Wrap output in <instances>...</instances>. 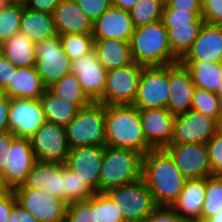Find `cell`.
Segmentation results:
<instances>
[{
    "mask_svg": "<svg viewBox=\"0 0 222 222\" xmlns=\"http://www.w3.org/2000/svg\"><path fill=\"white\" fill-rule=\"evenodd\" d=\"M19 31L35 44L57 35L53 14L35 11L25 5Z\"/></svg>",
    "mask_w": 222,
    "mask_h": 222,
    "instance_id": "4316f807",
    "label": "cell"
},
{
    "mask_svg": "<svg viewBox=\"0 0 222 222\" xmlns=\"http://www.w3.org/2000/svg\"><path fill=\"white\" fill-rule=\"evenodd\" d=\"M203 24H190V26L167 29L172 53L181 60L191 49L197 39Z\"/></svg>",
    "mask_w": 222,
    "mask_h": 222,
    "instance_id": "1f68e13d",
    "label": "cell"
},
{
    "mask_svg": "<svg viewBox=\"0 0 222 222\" xmlns=\"http://www.w3.org/2000/svg\"><path fill=\"white\" fill-rule=\"evenodd\" d=\"M46 121L39 99L11 98L9 132L17 138H30Z\"/></svg>",
    "mask_w": 222,
    "mask_h": 222,
    "instance_id": "5bb4252c",
    "label": "cell"
},
{
    "mask_svg": "<svg viewBox=\"0 0 222 222\" xmlns=\"http://www.w3.org/2000/svg\"><path fill=\"white\" fill-rule=\"evenodd\" d=\"M106 146L128 148L143 156L154 149L143 132L140 112L133 105H105Z\"/></svg>",
    "mask_w": 222,
    "mask_h": 222,
    "instance_id": "7a4b0ae2",
    "label": "cell"
},
{
    "mask_svg": "<svg viewBox=\"0 0 222 222\" xmlns=\"http://www.w3.org/2000/svg\"><path fill=\"white\" fill-rule=\"evenodd\" d=\"M62 47L71 61L86 55L94 49L92 34H65L59 35Z\"/></svg>",
    "mask_w": 222,
    "mask_h": 222,
    "instance_id": "8d00e7d4",
    "label": "cell"
},
{
    "mask_svg": "<svg viewBox=\"0 0 222 222\" xmlns=\"http://www.w3.org/2000/svg\"><path fill=\"white\" fill-rule=\"evenodd\" d=\"M207 222H222V209L216 215L206 219Z\"/></svg>",
    "mask_w": 222,
    "mask_h": 222,
    "instance_id": "9f6ffc18",
    "label": "cell"
},
{
    "mask_svg": "<svg viewBox=\"0 0 222 222\" xmlns=\"http://www.w3.org/2000/svg\"><path fill=\"white\" fill-rule=\"evenodd\" d=\"M142 179L157 206L171 207L178 199L186 178L163 149H152L142 159Z\"/></svg>",
    "mask_w": 222,
    "mask_h": 222,
    "instance_id": "6da1fadb",
    "label": "cell"
},
{
    "mask_svg": "<svg viewBox=\"0 0 222 222\" xmlns=\"http://www.w3.org/2000/svg\"><path fill=\"white\" fill-rule=\"evenodd\" d=\"M0 53L17 68L35 66L36 44L20 31L0 45Z\"/></svg>",
    "mask_w": 222,
    "mask_h": 222,
    "instance_id": "83f0119b",
    "label": "cell"
},
{
    "mask_svg": "<svg viewBox=\"0 0 222 222\" xmlns=\"http://www.w3.org/2000/svg\"><path fill=\"white\" fill-rule=\"evenodd\" d=\"M143 155L128 148L106 146L101 165L99 192L133 183L142 178Z\"/></svg>",
    "mask_w": 222,
    "mask_h": 222,
    "instance_id": "277c9868",
    "label": "cell"
},
{
    "mask_svg": "<svg viewBox=\"0 0 222 222\" xmlns=\"http://www.w3.org/2000/svg\"><path fill=\"white\" fill-rule=\"evenodd\" d=\"M105 146H79L70 149L65 166L94 192H99V179Z\"/></svg>",
    "mask_w": 222,
    "mask_h": 222,
    "instance_id": "9a60e30c",
    "label": "cell"
},
{
    "mask_svg": "<svg viewBox=\"0 0 222 222\" xmlns=\"http://www.w3.org/2000/svg\"><path fill=\"white\" fill-rule=\"evenodd\" d=\"M47 88L34 66L17 68L12 82L2 91L10 98L40 99Z\"/></svg>",
    "mask_w": 222,
    "mask_h": 222,
    "instance_id": "d4e9b609",
    "label": "cell"
},
{
    "mask_svg": "<svg viewBox=\"0 0 222 222\" xmlns=\"http://www.w3.org/2000/svg\"><path fill=\"white\" fill-rule=\"evenodd\" d=\"M202 18L205 23L222 25V0H203Z\"/></svg>",
    "mask_w": 222,
    "mask_h": 222,
    "instance_id": "ee69618b",
    "label": "cell"
},
{
    "mask_svg": "<svg viewBox=\"0 0 222 222\" xmlns=\"http://www.w3.org/2000/svg\"><path fill=\"white\" fill-rule=\"evenodd\" d=\"M48 122L66 127L75 118L80 108L71 102L62 100L46 89L39 99Z\"/></svg>",
    "mask_w": 222,
    "mask_h": 222,
    "instance_id": "f546056e",
    "label": "cell"
},
{
    "mask_svg": "<svg viewBox=\"0 0 222 222\" xmlns=\"http://www.w3.org/2000/svg\"><path fill=\"white\" fill-rule=\"evenodd\" d=\"M16 70L17 67L0 53V92L12 82V77Z\"/></svg>",
    "mask_w": 222,
    "mask_h": 222,
    "instance_id": "bcb514c9",
    "label": "cell"
},
{
    "mask_svg": "<svg viewBox=\"0 0 222 222\" xmlns=\"http://www.w3.org/2000/svg\"><path fill=\"white\" fill-rule=\"evenodd\" d=\"M222 209V175L206 177L205 200L202 208V219L217 214Z\"/></svg>",
    "mask_w": 222,
    "mask_h": 222,
    "instance_id": "d590c367",
    "label": "cell"
},
{
    "mask_svg": "<svg viewBox=\"0 0 222 222\" xmlns=\"http://www.w3.org/2000/svg\"><path fill=\"white\" fill-rule=\"evenodd\" d=\"M69 148L105 146V105L92 102L81 108L65 127Z\"/></svg>",
    "mask_w": 222,
    "mask_h": 222,
    "instance_id": "5b68a950",
    "label": "cell"
},
{
    "mask_svg": "<svg viewBox=\"0 0 222 222\" xmlns=\"http://www.w3.org/2000/svg\"><path fill=\"white\" fill-rule=\"evenodd\" d=\"M140 0H111V6L130 11Z\"/></svg>",
    "mask_w": 222,
    "mask_h": 222,
    "instance_id": "db71d44e",
    "label": "cell"
},
{
    "mask_svg": "<svg viewBox=\"0 0 222 222\" xmlns=\"http://www.w3.org/2000/svg\"><path fill=\"white\" fill-rule=\"evenodd\" d=\"M94 51L99 63L107 70L122 68L132 64L130 42L115 39H94Z\"/></svg>",
    "mask_w": 222,
    "mask_h": 222,
    "instance_id": "484cf974",
    "label": "cell"
},
{
    "mask_svg": "<svg viewBox=\"0 0 222 222\" xmlns=\"http://www.w3.org/2000/svg\"><path fill=\"white\" fill-rule=\"evenodd\" d=\"M17 203L31 213L38 222H64L68 203L41 189L14 188Z\"/></svg>",
    "mask_w": 222,
    "mask_h": 222,
    "instance_id": "30bf717a",
    "label": "cell"
},
{
    "mask_svg": "<svg viewBox=\"0 0 222 222\" xmlns=\"http://www.w3.org/2000/svg\"><path fill=\"white\" fill-rule=\"evenodd\" d=\"M135 27L129 11L110 6L94 23V39H115L130 42Z\"/></svg>",
    "mask_w": 222,
    "mask_h": 222,
    "instance_id": "ffe728a7",
    "label": "cell"
},
{
    "mask_svg": "<svg viewBox=\"0 0 222 222\" xmlns=\"http://www.w3.org/2000/svg\"><path fill=\"white\" fill-rule=\"evenodd\" d=\"M8 2H13V3H22L24 4L27 0H7Z\"/></svg>",
    "mask_w": 222,
    "mask_h": 222,
    "instance_id": "6125c7cd",
    "label": "cell"
},
{
    "mask_svg": "<svg viewBox=\"0 0 222 222\" xmlns=\"http://www.w3.org/2000/svg\"><path fill=\"white\" fill-rule=\"evenodd\" d=\"M140 222H185L171 207L158 206Z\"/></svg>",
    "mask_w": 222,
    "mask_h": 222,
    "instance_id": "f6af8a7d",
    "label": "cell"
},
{
    "mask_svg": "<svg viewBox=\"0 0 222 222\" xmlns=\"http://www.w3.org/2000/svg\"><path fill=\"white\" fill-rule=\"evenodd\" d=\"M37 162L29 138H16L11 145L8 164L3 173L10 189L22 185L33 165Z\"/></svg>",
    "mask_w": 222,
    "mask_h": 222,
    "instance_id": "ac0fdd59",
    "label": "cell"
},
{
    "mask_svg": "<svg viewBox=\"0 0 222 222\" xmlns=\"http://www.w3.org/2000/svg\"><path fill=\"white\" fill-rule=\"evenodd\" d=\"M16 138L11 132L0 134V173L2 174L4 173L6 164H8V156L12 142Z\"/></svg>",
    "mask_w": 222,
    "mask_h": 222,
    "instance_id": "7dc6e473",
    "label": "cell"
},
{
    "mask_svg": "<svg viewBox=\"0 0 222 222\" xmlns=\"http://www.w3.org/2000/svg\"><path fill=\"white\" fill-rule=\"evenodd\" d=\"M9 2L7 0H0V10Z\"/></svg>",
    "mask_w": 222,
    "mask_h": 222,
    "instance_id": "94428289",
    "label": "cell"
},
{
    "mask_svg": "<svg viewBox=\"0 0 222 222\" xmlns=\"http://www.w3.org/2000/svg\"><path fill=\"white\" fill-rule=\"evenodd\" d=\"M206 192V178L186 179L178 199L171 208L186 222L201 218Z\"/></svg>",
    "mask_w": 222,
    "mask_h": 222,
    "instance_id": "cb8c5ba5",
    "label": "cell"
},
{
    "mask_svg": "<svg viewBox=\"0 0 222 222\" xmlns=\"http://www.w3.org/2000/svg\"><path fill=\"white\" fill-rule=\"evenodd\" d=\"M16 203L17 199L12 189L0 195V222L8 221L12 208Z\"/></svg>",
    "mask_w": 222,
    "mask_h": 222,
    "instance_id": "681fc988",
    "label": "cell"
},
{
    "mask_svg": "<svg viewBox=\"0 0 222 222\" xmlns=\"http://www.w3.org/2000/svg\"><path fill=\"white\" fill-rule=\"evenodd\" d=\"M62 0H27L24 5L29 9L53 14L55 8Z\"/></svg>",
    "mask_w": 222,
    "mask_h": 222,
    "instance_id": "f907efd6",
    "label": "cell"
},
{
    "mask_svg": "<svg viewBox=\"0 0 222 222\" xmlns=\"http://www.w3.org/2000/svg\"><path fill=\"white\" fill-rule=\"evenodd\" d=\"M215 94L220 98V101L222 103V80H221V83H220L218 90Z\"/></svg>",
    "mask_w": 222,
    "mask_h": 222,
    "instance_id": "680465c9",
    "label": "cell"
},
{
    "mask_svg": "<svg viewBox=\"0 0 222 222\" xmlns=\"http://www.w3.org/2000/svg\"><path fill=\"white\" fill-rule=\"evenodd\" d=\"M168 82L170 96L167 109L174 116L188 112L196 88L189 71L180 62L168 65Z\"/></svg>",
    "mask_w": 222,
    "mask_h": 222,
    "instance_id": "e0dca14e",
    "label": "cell"
},
{
    "mask_svg": "<svg viewBox=\"0 0 222 222\" xmlns=\"http://www.w3.org/2000/svg\"><path fill=\"white\" fill-rule=\"evenodd\" d=\"M34 67L47 89L71 73V59L64 52L58 34L36 43Z\"/></svg>",
    "mask_w": 222,
    "mask_h": 222,
    "instance_id": "52a82bcc",
    "label": "cell"
},
{
    "mask_svg": "<svg viewBox=\"0 0 222 222\" xmlns=\"http://www.w3.org/2000/svg\"><path fill=\"white\" fill-rule=\"evenodd\" d=\"M24 4L9 2L0 10V45L20 30Z\"/></svg>",
    "mask_w": 222,
    "mask_h": 222,
    "instance_id": "e575fe53",
    "label": "cell"
},
{
    "mask_svg": "<svg viewBox=\"0 0 222 222\" xmlns=\"http://www.w3.org/2000/svg\"><path fill=\"white\" fill-rule=\"evenodd\" d=\"M53 19L58 35L92 34L93 23L75 0H62L53 12Z\"/></svg>",
    "mask_w": 222,
    "mask_h": 222,
    "instance_id": "603a6c76",
    "label": "cell"
},
{
    "mask_svg": "<svg viewBox=\"0 0 222 222\" xmlns=\"http://www.w3.org/2000/svg\"><path fill=\"white\" fill-rule=\"evenodd\" d=\"M133 61L145 67L168 66L180 60L172 53L162 21L136 27L130 41Z\"/></svg>",
    "mask_w": 222,
    "mask_h": 222,
    "instance_id": "3957f363",
    "label": "cell"
},
{
    "mask_svg": "<svg viewBox=\"0 0 222 222\" xmlns=\"http://www.w3.org/2000/svg\"><path fill=\"white\" fill-rule=\"evenodd\" d=\"M7 222H38V220L19 203H16Z\"/></svg>",
    "mask_w": 222,
    "mask_h": 222,
    "instance_id": "f5cc1de1",
    "label": "cell"
},
{
    "mask_svg": "<svg viewBox=\"0 0 222 222\" xmlns=\"http://www.w3.org/2000/svg\"><path fill=\"white\" fill-rule=\"evenodd\" d=\"M29 139L37 161L65 164L70 152L65 127L46 121Z\"/></svg>",
    "mask_w": 222,
    "mask_h": 222,
    "instance_id": "8fae6325",
    "label": "cell"
},
{
    "mask_svg": "<svg viewBox=\"0 0 222 222\" xmlns=\"http://www.w3.org/2000/svg\"><path fill=\"white\" fill-rule=\"evenodd\" d=\"M220 106V98L214 92L195 88L191 109L205 113L217 121L220 114Z\"/></svg>",
    "mask_w": 222,
    "mask_h": 222,
    "instance_id": "ab89813d",
    "label": "cell"
},
{
    "mask_svg": "<svg viewBox=\"0 0 222 222\" xmlns=\"http://www.w3.org/2000/svg\"><path fill=\"white\" fill-rule=\"evenodd\" d=\"M169 96L168 66L144 67L132 105L138 110L167 109Z\"/></svg>",
    "mask_w": 222,
    "mask_h": 222,
    "instance_id": "9c48e42d",
    "label": "cell"
},
{
    "mask_svg": "<svg viewBox=\"0 0 222 222\" xmlns=\"http://www.w3.org/2000/svg\"><path fill=\"white\" fill-rule=\"evenodd\" d=\"M217 121L194 109L176 115L170 144H206L217 131Z\"/></svg>",
    "mask_w": 222,
    "mask_h": 222,
    "instance_id": "4fadbf2b",
    "label": "cell"
},
{
    "mask_svg": "<svg viewBox=\"0 0 222 222\" xmlns=\"http://www.w3.org/2000/svg\"><path fill=\"white\" fill-rule=\"evenodd\" d=\"M164 8H172L187 12H202L201 0H165Z\"/></svg>",
    "mask_w": 222,
    "mask_h": 222,
    "instance_id": "c3c4849f",
    "label": "cell"
},
{
    "mask_svg": "<svg viewBox=\"0 0 222 222\" xmlns=\"http://www.w3.org/2000/svg\"><path fill=\"white\" fill-rule=\"evenodd\" d=\"M17 188L41 189L63 199L62 164L37 161Z\"/></svg>",
    "mask_w": 222,
    "mask_h": 222,
    "instance_id": "7402d4cb",
    "label": "cell"
},
{
    "mask_svg": "<svg viewBox=\"0 0 222 222\" xmlns=\"http://www.w3.org/2000/svg\"><path fill=\"white\" fill-rule=\"evenodd\" d=\"M186 222H207L206 219L198 218V219H191Z\"/></svg>",
    "mask_w": 222,
    "mask_h": 222,
    "instance_id": "91938a15",
    "label": "cell"
},
{
    "mask_svg": "<svg viewBox=\"0 0 222 222\" xmlns=\"http://www.w3.org/2000/svg\"><path fill=\"white\" fill-rule=\"evenodd\" d=\"M63 199L68 203L79 202L89 199L95 193L71 171L62 164Z\"/></svg>",
    "mask_w": 222,
    "mask_h": 222,
    "instance_id": "d6a6232c",
    "label": "cell"
},
{
    "mask_svg": "<svg viewBox=\"0 0 222 222\" xmlns=\"http://www.w3.org/2000/svg\"><path fill=\"white\" fill-rule=\"evenodd\" d=\"M206 145L211 173L213 175H222V130L217 129Z\"/></svg>",
    "mask_w": 222,
    "mask_h": 222,
    "instance_id": "b9f144b4",
    "label": "cell"
},
{
    "mask_svg": "<svg viewBox=\"0 0 222 222\" xmlns=\"http://www.w3.org/2000/svg\"><path fill=\"white\" fill-rule=\"evenodd\" d=\"M64 222H97L96 193L87 200L69 204Z\"/></svg>",
    "mask_w": 222,
    "mask_h": 222,
    "instance_id": "74e56055",
    "label": "cell"
},
{
    "mask_svg": "<svg viewBox=\"0 0 222 222\" xmlns=\"http://www.w3.org/2000/svg\"><path fill=\"white\" fill-rule=\"evenodd\" d=\"M180 61L222 63V25L204 22L191 49Z\"/></svg>",
    "mask_w": 222,
    "mask_h": 222,
    "instance_id": "44dd1931",
    "label": "cell"
},
{
    "mask_svg": "<svg viewBox=\"0 0 222 222\" xmlns=\"http://www.w3.org/2000/svg\"><path fill=\"white\" fill-rule=\"evenodd\" d=\"M11 189L9 188V186L6 184L5 180H4V176L2 173H0V195L1 194H5L7 192H9Z\"/></svg>",
    "mask_w": 222,
    "mask_h": 222,
    "instance_id": "11a10c76",
    "label": "cell"
},
{
    "mask_svg": "<svg viewBox=\"0 0 222 222\" xmlns=\"http://www.w3.org/2000/svg\"><path fill=\"white\" fill-rule=\"evenodd\" d=\"M105 193L114 203L120 205L126 222H140L158 207L142 178L127 185L111 188Z\"/></svg>",
    "mask_w": 222,
    "mask_h": 222,
    "instance_id": "8992f818",
    "label": "cell"
},
{
    "mask_svg": "<svg viewBox=\"0 0 222 222\" xmlns=\"http://www.w3.org/2000/svg\"><path fill=\"white\" fill-rule=\"evenodd\" d=\"M96 217L97 222H126L118 203L105 192L96 193Z\"/></svg>",
    "mask_w": 222,
    "mask_h": 222,
    "instance_id": "60d3db41",
    "label": "cell"
},
{
    "mask_svg": "<svg viewBox=\"0 0 222 222\" xmlns=\"http://www.w3.org/2000/svg\"><path fill=\"white\" fill-rule=\"evenodd\" d=\"M189 71L196 88L216 93L222 80V63L180 61Z\"/></svg>",
    "mask_w": 222,
    "mask_h": 222,
    "instance_id": "f1b7e54d",
    "label": "cell"
},
{
    "mask_svg": "<svg viewBox=\"0 0 222 222\" xmlns=\"http://www.w3.org/2000/svg\"><path fill=\"white\" fill-rule=\"evenodd\" d=\"M81 11L94 23L110 6L111 0H75Z\"/></svg>",
    "mask_w": 222,
    "mask_h": 222,
    "instance_id": "7bdbcfd3",
    "label": "cell"
},
{
    "mask_svg": "<svg viewBox=\"0 0 222 222\" xmlns=\"http://www.w3.org/2000/svg\"><path fill=\"white\" fill-rule=\"evenodd\" d=\"M11 98L0 92V134L9 132L8 112Z\"/></svg>",
    "mask_w": 222,
    "mask_h": 222,
    "instance_id": "816d5d0a",
    "label": "cell"
},
{
    "mask_svg": "<svg viewBox=\"0 0 222 222\" xmlns=\"http://www.w3.org/2000/svg\"><path fill=\"white\" fill-rule=\"evenodd\" d=\"M161 21L166 29L190 26V24H204L202 12H187L172 8H163Z\"/></svg>",
    "mask_w": 222,
    "mask_h": 222,
    "instance_id": "f35d334b",
    "label": "cell"
},
{
    "mask_svg": "<svg viewBox=\"0 0 222 222\" xmlns=\"http://www.w3.org/2000/svg\"><path fill=\"white\" fill-rule=\"evenodd\" d=\"M165 0H140L129 11L134 27L161 21Z\"/></svg>",
    "mask_w": 222,
    "mask_h": 222,
    "instance_id": "836d02e7",
    "label": "cell"
},
{
    "mask_svg": "<svg viewBox=\"0 0 222 222\" xmlns=\"http://www.w3.org/2000/svg\"><path fill=\"white\" fill-rule=\"evenodd\" d=\"M146 141L154 149H162L173 138L175 116L166 108L139 110Z\"/></svg>",
    "mask_w": 222,
    "mask_h": 222,
    "instance_id": "d6986e66",
    "label": "cell"
},
{
    "mask_svg": "<svg viewBox=\"0 0 222 222\" xmlns=\"http://www.w3.org/2000/svg\"><path fill=\"white\" fill-rule=\"evenodd\" d=\"M71 73L77 76L81 88L92 102H98L105 90L107 70L99 63L94 49L71 61Z\"/></svg>",
    "mask_w": 222,
    "mask_h": 222,
    "instance_id": "2e32d148",
    "label": "cell"
},
{
    "mask_svg": "<svg viewBox=\"0 0 222 222\" xmlns=\"http://www.w3.org/2000/svg\"><path fill=\"white\" fill-rule=\"evenodd\" d=\"M217 128L222 130V103H221V106H220V114H219V117H218V120H217Z\"/></svg>",
    "mask_w": 222,
    "mask_h": 222,
    "instance_id": "6f0895ef",
    "label": "cell"
},
{
    "mask_svg": "<svg viewBox=\"0 0 222 222\" xmlns=\"http://www.w3.org/2000/svg\"><path fill=\"white\" fill-rule=\"evenodd\" d=\"M48 89L62 100L76 104L80 109L92 103L83 92L77 76L72 73L66 74Z\"/></svg>",
    "mask_w": 222,
    "mask_h": 222,
    "instance_id": "4dcf8cb0",
    "label": "cell"
},
{
    "mask_svg": "<svg viewBox=\"0 0 222 222\" xmlns=\"http://www.w3.org/2000/svg\"><path fill=\"white\" fill-rule=\"evenodd\" d=\"M162 149L186 179L214 176L206 144H167Z\"/></svg>",
    "mask_w": 222,
    "mask_h": 222,
    "instance_id": "7c38bea8",
    "label": "cell"
},
{
    "mask_svg": "<svg viewBox=\"0 0 222 222\" xmlns=\"http://www.w3.org/2000/svg\"><path fill=\"white\" fill-rule=\"evenodd\" d=\"M145 66L132 64L107 71L106 87L98 103L104 105H132Z\"/></svg>",
    "mask_w": 222,
    "mask_h": 222,
    "instance_id": "ba28073f",
    "label": "cell"
}]
</instances>
